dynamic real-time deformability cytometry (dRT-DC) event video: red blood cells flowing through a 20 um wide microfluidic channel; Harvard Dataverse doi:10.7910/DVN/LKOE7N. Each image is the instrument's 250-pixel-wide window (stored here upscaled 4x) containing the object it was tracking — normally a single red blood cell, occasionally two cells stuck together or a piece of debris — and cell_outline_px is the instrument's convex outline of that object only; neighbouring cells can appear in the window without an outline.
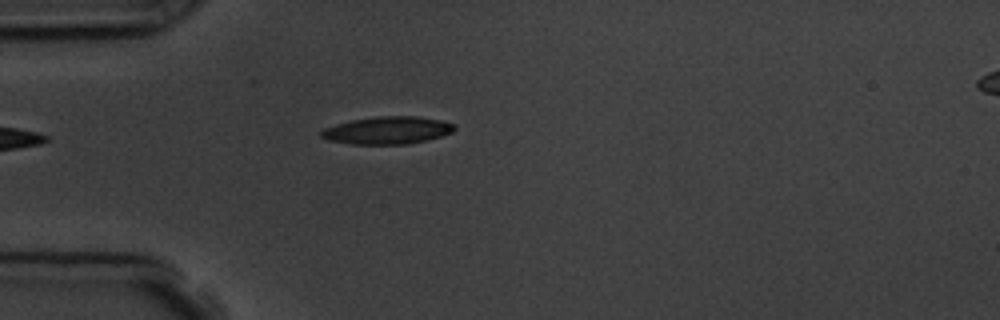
{"species": "common noctule bat (a hibernating species)", "species_latin": "Nyctalus noctula", "temperature_condition": "room temperature", "stored_images_in_passage": 4, "camera_frame_rate_fps": 3000, "um_per_image_px": 0.085, "animal": {"sex": "male", "body_mass_g": 19.5, "forearm_length_mm": 54.6}, "frame": {"image": 1, "passage_image": 4, "time_ms": 4.333, "image_size_px": [1000, 320], "cell_outline_px": [[456, 128], [452, 132], [440, 136], [424, 140], [404, 144], [352, 144], [328, 140], [320, 136], [320, 132], [324, 128], [336, 124], [352, 120], [376, 116], [416, 116], [440, 120], [452, 124]], "centroid_in_image_um": [32.89, 11.07], "position_along_channel_um": 52.1, "area_um2": 21.1}}